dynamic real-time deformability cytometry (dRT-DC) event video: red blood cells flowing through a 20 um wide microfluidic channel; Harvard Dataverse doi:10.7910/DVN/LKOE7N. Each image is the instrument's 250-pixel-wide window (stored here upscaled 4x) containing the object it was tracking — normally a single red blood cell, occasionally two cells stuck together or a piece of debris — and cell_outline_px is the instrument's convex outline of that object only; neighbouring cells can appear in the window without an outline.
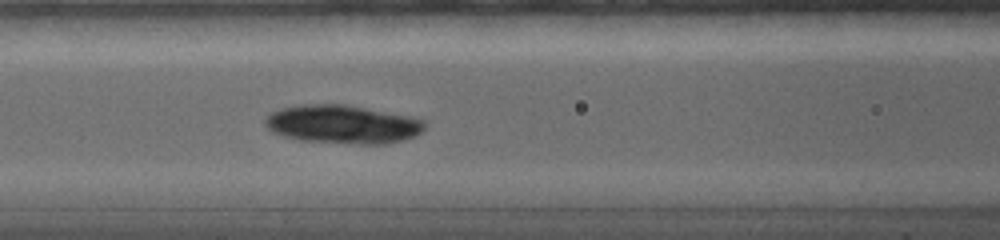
{"species": "common noctule bat (a hibernating species)", "species_latin": "Nyctalus noctula", "temperature_condition": "warm", "stored_images_in_passage": 26, "camera_frame_rate_fps": 5000, "um_per_image_px": 0.085, "animal": {"sex": "female", "body_mass_g": 19.0, "forearm_length_mm": 56.7}, "frame": {"image": 1, "passage_image": 10, "time_ms": 5.2, "image_size_px": [1000, 240], "cell_outline_px": [[428, 124], [420, 132], [404, 140], [388, 144], [360, 144], [300, 140], [284, 136], [272, 132], [264, 124], [264, 120], [272, 112], [280, 108], [304, 104], [344, 104], [408, 116], [424, 120]], "centroid_in_image_um": [29.11, 10.57], "position_along_channel_um": 137.5, "area_um2": 35.66}}
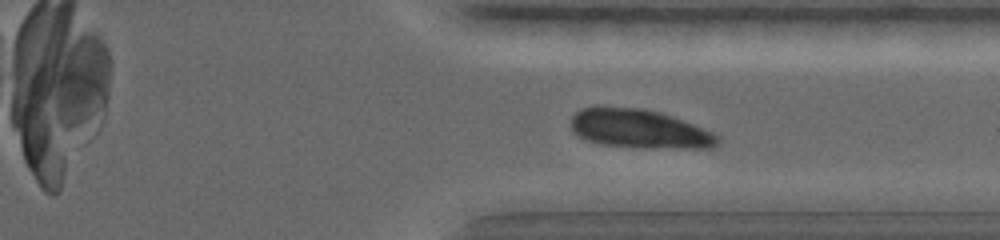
{"frame": {"image": 2, "passage_image": 21, "time_ms": 11.0, "image_size_px": [1000, 240], "cell_outline_px": [[720, 144], [712, 148], [652, 148], [600, 144], [576, 136], [572, 132], [572, 116], [580, 108], [644, 108], [660, 112], [672, 116], [704, 128], [720, 136]], "centroid_in_image_um": [54.4, 10.97], "position_along_channel_um": 357.0, "area_um2": 33.12}}
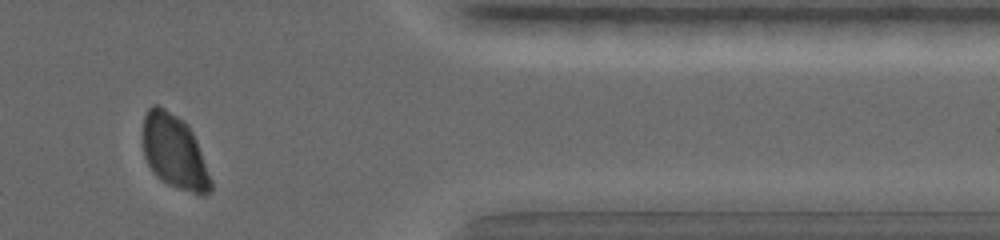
{"frame": {"image": 3, "passage_image": 24, "time_ms": 12.6, "image_size_px": [1000, 240], "cell_outline_px": [[212, 192], [204, 196], [176, 188], [160, 180], [152, 172], [144, 156], [144, 116], [148, 108], [152, 104], [160, 104], [184, 120], [192, 132], [196, 140], [212, 180]], "centroid_in_image_um": [14.83, 12.92], "position_along_channel_um": 396.6, "area_um2": 29.54}}